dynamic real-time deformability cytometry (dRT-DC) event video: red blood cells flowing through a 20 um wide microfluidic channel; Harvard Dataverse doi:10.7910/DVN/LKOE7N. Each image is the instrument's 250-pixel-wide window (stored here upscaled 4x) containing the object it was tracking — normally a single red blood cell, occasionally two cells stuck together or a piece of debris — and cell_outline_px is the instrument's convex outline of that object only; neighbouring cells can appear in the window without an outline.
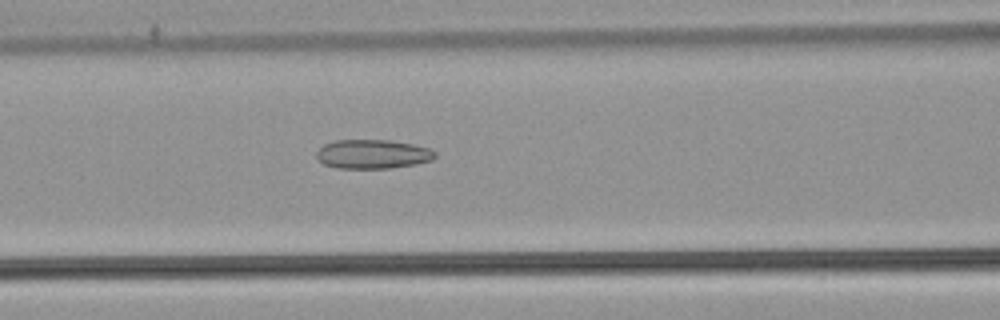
{"species": "common noctule bat (a hibernating species)", "species_latin": "Nyctalus noctula", "temperature_condition": "warm", "stored_images_in_passage": 53, "camera_frame_rate_fps": 3000, "um_per_image_px": 0.085, "animal": {"sex": "male", "body_mass_g": 21.5, "forearm_length_mm": 52.0}, "frame": {"image": 1, "passage_image": 23, "time_ms": 7.333, "image_size_px": [1000, 320], "cell_outline_px": [[436, 156], [432, 160], [416, 164], [392, 168], [336, 168], [324, 164], [316, 156], [316, 152], [324, 144], [336, 140], [388, 140], [412, 144], [428, 148], [436, 152]], "centroid_in_image_um": [31.68, 13.1], "position_along_channel_um": 134.9, "area_um2": 20.06}}
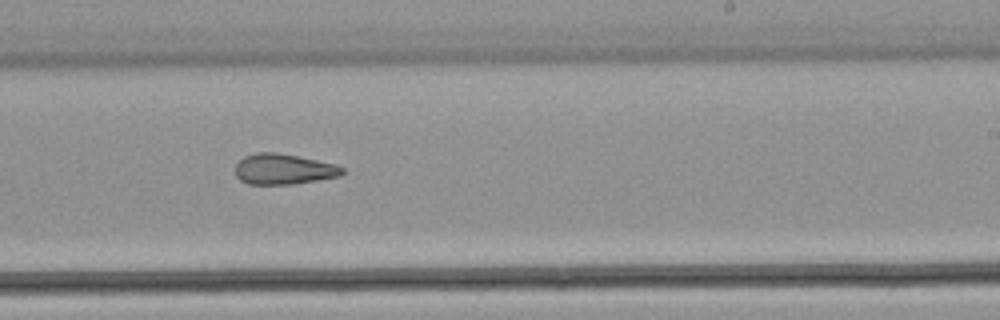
{"frame": {"image": 2, "passage_image": 33, "time_ms": 10.667, "image_size_px": [1000, 320], "cell_outline_px": [[344, 172], [340, 176], [292, 184], [248, 184], [240, 180], [236, 176], [236, 164], [244, 156], [256, 152], [276, 152], [336, 164], [344, 168]], "centroid_in_image_um": [24.09, 14.37], "position_along_channel_um": 264.9, "area_um2": 18.96}}
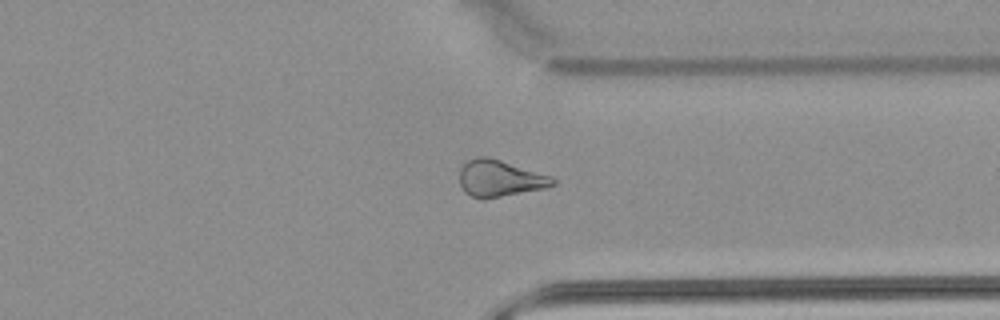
{"frame": {"image": 3, "passage_image": 41, "time_ms": 13.333, "image_size_px": [1000, 320], "cell_outline_px": [[556, 184], [548, 188], [484, 200], [480, 200], [464, 192], [460, 184], [460, 168], [468, 160], [476, 156], [488, 156], [552, 176], [556, 180]], "centroid_in_image_um": [42.5, 15.18], "position_along_channel_um": 368.9, "area_um2": 20.29}, "authors_computed_cell_mechanics": {"area_um2": 21.8484, "velocity_mm_per_s": 3.9123, "shape_relaxation_time_tau1_ms": null, "shape_relaxation_time_tau2_ms": 5.117, "deformation_change_tau1": null, "deformation_change_tau2": 0.1571}}